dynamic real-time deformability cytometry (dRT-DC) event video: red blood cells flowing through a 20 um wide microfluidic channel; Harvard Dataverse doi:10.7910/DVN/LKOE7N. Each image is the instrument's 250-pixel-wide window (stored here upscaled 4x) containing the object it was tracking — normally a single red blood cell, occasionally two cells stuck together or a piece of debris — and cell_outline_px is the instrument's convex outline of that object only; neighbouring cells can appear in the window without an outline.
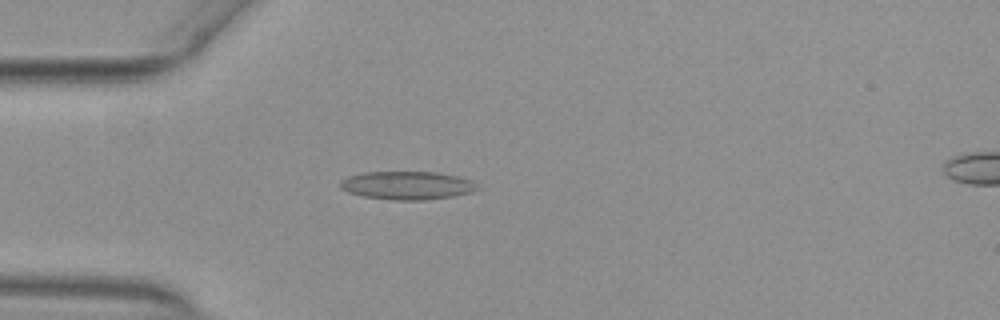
{"species": "common noctule bat (a hibernating species)", "species_latin": "Nyctalus noctula", "temperature_condition": "warm", "stored_images_in_passage": 31, "camera_frame_rate_fps": 3000, "um_per_image_px": 0.085, "animal": {"sex": "female", "body_mass_g": 29.2, "forearm_length_mm": 56.3}, "frame": {"image": 1, "passage_image": 11, "time_ms": 3.333, "image_size_px": [1000, 320], "cell_outline_px": [[480, 188], [472, 192], [456, 196], [424, 200], [392, 200], [360, 196], [348, 192], [340, 188], [340, 180], [348, 176], [364, 172], [436, 172], [456, 176], [468, 180], [476, 184]], "centroid_in_image_um": [34.58, 15.77], "position_along_channel_um": 50.4, "area_um2": 22.66}}
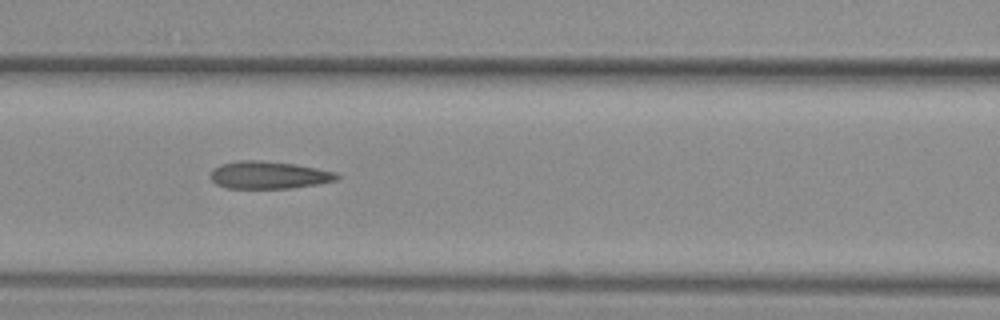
{"frame": {"image": 2, "passage_image": 19, "time_ms": 6.0, "image_size_px": [1000, 320], "cell_outline_px": [[340, 176], [336, 180], [316, 184], [292, 188], [224, 188], [216, 184], [212, 180], [212, 172], [220, 164], [240, 160], [256, 160], [296, 164], [336, 172]], "centroid_in_image_um": [22.85, 14.88], "position_along_channel_um": 143.7, "area_um2": 20.06}}
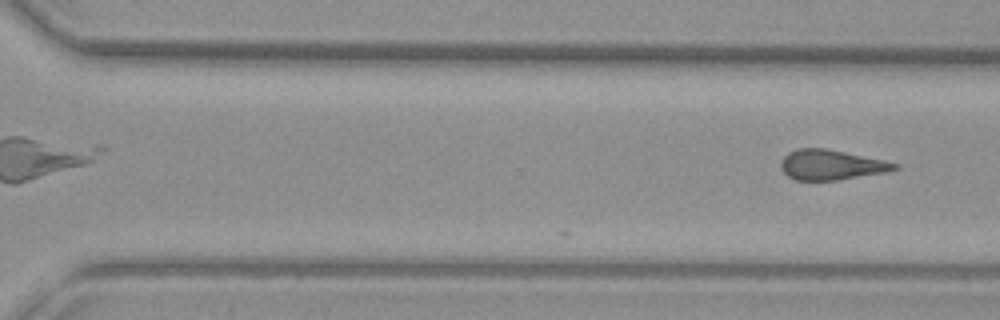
{"frame": {"image": 3, "passage_image": 31, "time_ms": 10.0, "image_size_px": [1000, 320], "cell_outline_px": [[900, 168], [884, 172], [836, 180], [796, 180], [788, 176], [784, 172], [780, 164], [780, 160], [788, 152], [796, 148], [824, 148], [884, 160], [900, 164]], "centroid_in_image_um": [70.63, 14.0], "position_along_channel_um": 300.0, "area_um2": 19.77}}